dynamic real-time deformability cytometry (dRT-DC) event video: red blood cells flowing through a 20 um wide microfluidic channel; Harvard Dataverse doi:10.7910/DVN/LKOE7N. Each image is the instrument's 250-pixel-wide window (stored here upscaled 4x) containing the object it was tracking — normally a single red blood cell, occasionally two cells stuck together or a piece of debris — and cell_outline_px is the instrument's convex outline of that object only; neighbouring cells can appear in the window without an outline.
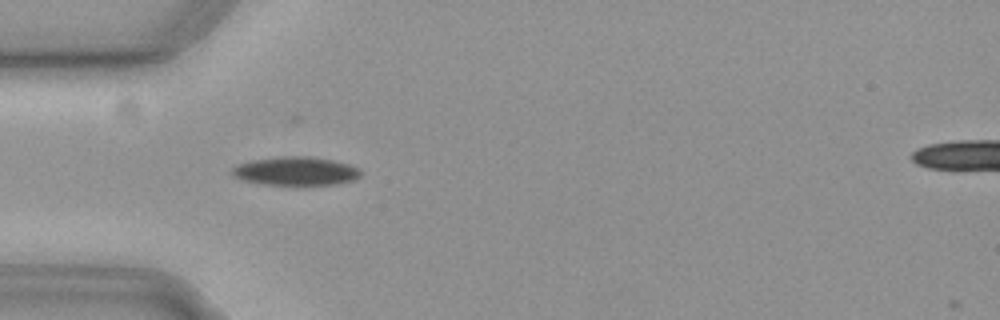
{"species": "common noctule bat (a hibernating species)", "species_latin": "Nyctalus noctula", "temperature_condition": "cold", "stored_images_in_passage": 32, "camera_frame_rate_fps": 3000, "um_per_image_px": 0.085, "animal": {"sex": "female", "body_mass_g": 19.3, "forearm_length_mm": 54.1}, "frame": {"image": 1, "passage_image": 2, "time_ms": 0.333, "image_size_px": [1000, 320], "cell_outline_px": [[360, 176], [352, 180], [336, 184], [264, 184], [244, 180], [232, 176], [232, 168], [240, 164], [252, 160], [284, 156], [308, 156], [332, 160], [348, 164], [356, 168], [360, 172]], "centroid_in_image_um": [25.12, 14.53], "position_along_channel_um": 59.9, "area_um2": 20.92}}
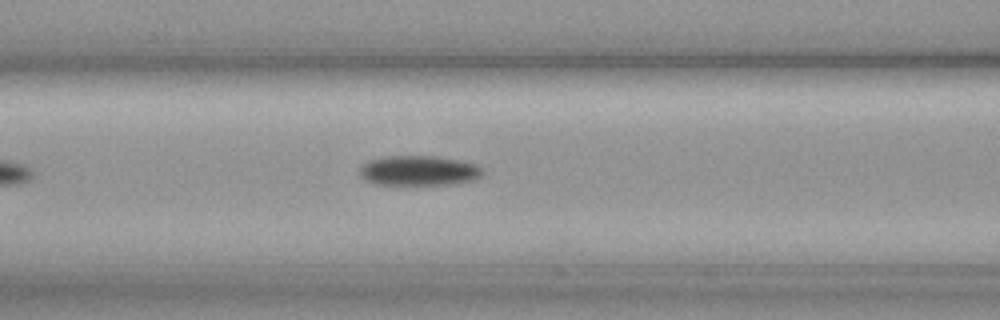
{"frame": {"image": 2, "passage_image": 8, "time_ms": 2.333, "image_size_px": [1000, 320], "cell_outline_px": [[484, 172], [480, 176], [472, 180], [448, 184], [404, 188], [376, 184], [360, 176], [360, 168], [368, 160], [388, 156], [432, 156], [456, 160], [476, 164]], "centroid_in_image_um": [35.54, 14.56], "position_along_channel_um": 131.1, "area_um2": 22.02}}
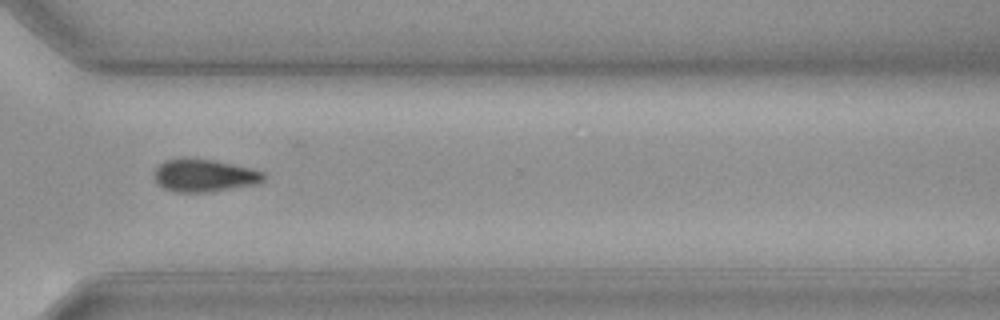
{"frame": {"image": 3, "passage_image": 26, "time_ms": 8.333, "image_size_px": [1000, 320], "cell_outline_px": [[264, 180], [256, 184], [204, 192], [176, 192], [164, 188], [152, 176], [152, 172], [164, 160], [212, 160], [252, 168], [264, 172]], "centroid_in_image_um": [17.36, 14.93], "position_along_channel_um": 353.2, "area_um2": 20.23}, "authors_computed_cell_mechanics": {"area_um2": 21.7039, "velocity_mm_per_s": 3.7224, "shape_relaxation_time_tau1_ms": 3.9826, "shape_relaxation_time_tau2_ms": null, "deformation_change_tau1": 0.0961, "deformation_change_tau2": null}}